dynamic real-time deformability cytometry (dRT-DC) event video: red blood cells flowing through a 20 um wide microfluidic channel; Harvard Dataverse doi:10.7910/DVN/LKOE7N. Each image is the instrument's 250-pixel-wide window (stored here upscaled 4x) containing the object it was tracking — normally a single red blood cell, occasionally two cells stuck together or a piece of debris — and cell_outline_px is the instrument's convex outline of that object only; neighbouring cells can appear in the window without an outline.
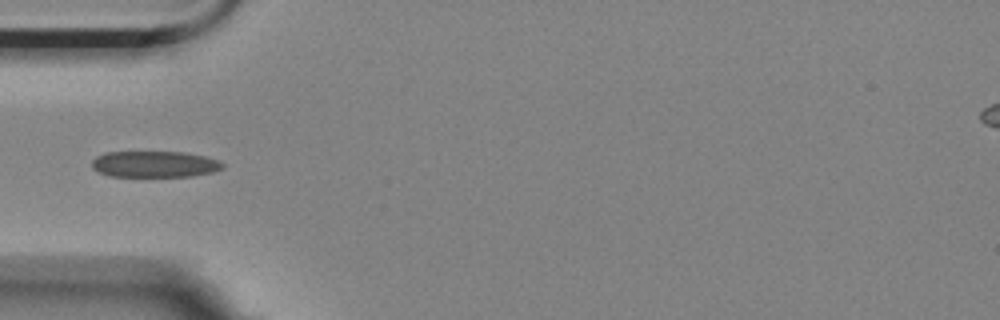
{"species": "Egyptian fruit bat (a non-hibernating species)", "species_latin": "Rousettus aegyptiacus", "temperature_condition": "room temperature", "stored_images_in_passage": 40, "camera_frame_rate_fps": 3000, "um_per_image_px": 0.085, "animal": {"sex": "female"}, "frame": {"image": 1, "passage_image": 1, "time_ms": 0.0, "image_size_px": [1000, 320], "cell_outline_px": [[224, 168], [212, 172], [192, 176], [108, 176], [96, 172], [92, 168], [92, 160], [96, 156], [104, 152], [184, 152], [204, 156], [216, 160], [224, 164]], "centroid_in_image_um": [13.09, 13.95], "position_along_channel_um": 71.9, "area_um2": 20.06}}
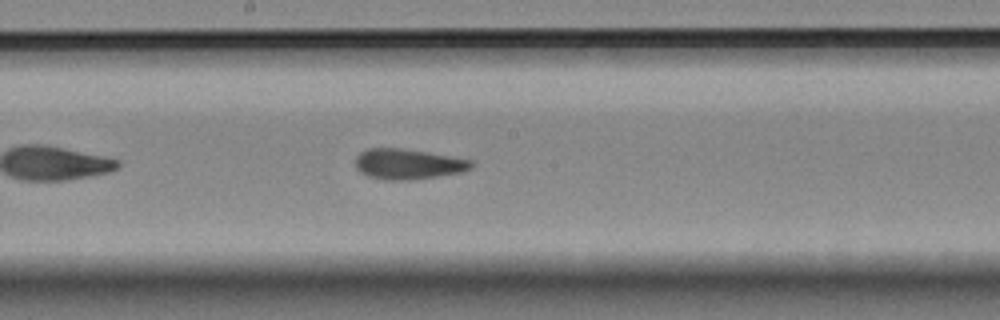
{"frame": {"image": 2, "passage_image": 13, "time_ms": 4.0, "image_size_px": [1000, 320], "cell_outline_px": [[476, 164], [472, 168], [464, 172], [408, 180], [384, 180], [368, 176], [360, 172], [356, 168], [356, 156], [360, 152], [368, 148], [400, 148], [472, 160]], "centroid_in_image_um": [34.68, 13.95], "position_along_channel_um": 213.5, "area_um2": 20.46}}
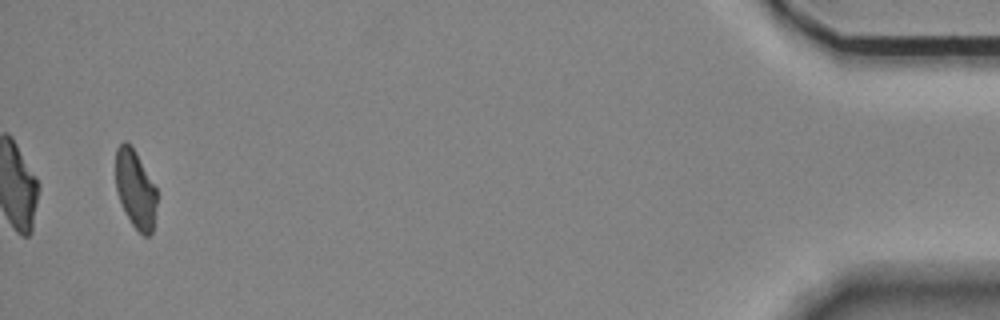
{"frame": {"image": 3, "passage_image": 38, "time_ms": 12.333, "image_size_px": [1000, 320], "cell_outline_px": [[156, 204], [152, 232], [148, 236], [144, 236], [132, 224], [120, 200], [116, 188], [116, 148], [124, 140], [136, 152], [156, 188]], "centroid_in_image_um": [11.51, 16.07], "position_along_channel_um": 423.7, "area_um2": 18.26}}